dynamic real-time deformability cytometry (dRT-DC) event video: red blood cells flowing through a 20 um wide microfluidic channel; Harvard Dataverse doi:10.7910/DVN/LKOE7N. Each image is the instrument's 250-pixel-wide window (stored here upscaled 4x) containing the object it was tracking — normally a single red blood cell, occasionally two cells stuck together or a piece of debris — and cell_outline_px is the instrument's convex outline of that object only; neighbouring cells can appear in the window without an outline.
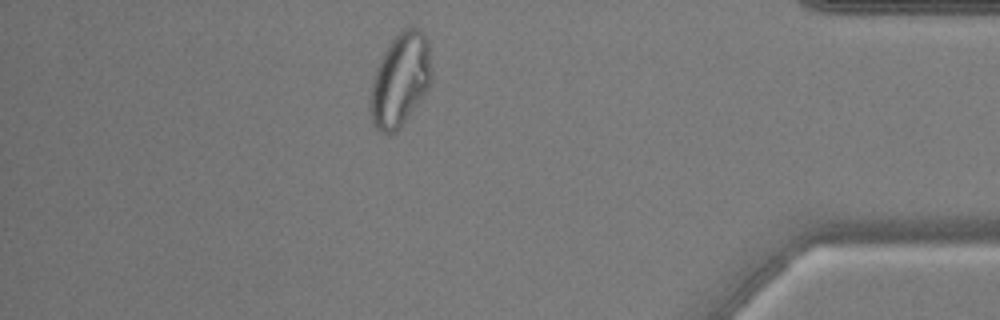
{"species": "common noctule bat (a hibernating species)", "species_latin": "Nyctalus noctula", "temperature_condition": "warm", "stored_images_in_passage": 45, "camera_frame_rate_fps": 3000, "um_per_image_px": 0.085, "animal": {"sex": "male", "body_mass_g": 17.9, "forearm_length_mm": 54.2}, "frame": {"image": 1, "passage_image": 39, "time_ms": 12.667, "image_size_px": [1000, 320], "cell_outline_px": [[432, 76], [428, 88], [420, 100], [400, 128], [396, 132], [380, 132], [372, 124], [368, 108], [368, 96], [372, 80], [376, 68], [384, 52], [392, 40], [408, 24], [420, 28], [424, 32], [428, 40], [432, 72]], "centroid_in_image_um": [34.0, 6.78], "position_along_channel_um": 401.2, "area_um2": 33.76}}